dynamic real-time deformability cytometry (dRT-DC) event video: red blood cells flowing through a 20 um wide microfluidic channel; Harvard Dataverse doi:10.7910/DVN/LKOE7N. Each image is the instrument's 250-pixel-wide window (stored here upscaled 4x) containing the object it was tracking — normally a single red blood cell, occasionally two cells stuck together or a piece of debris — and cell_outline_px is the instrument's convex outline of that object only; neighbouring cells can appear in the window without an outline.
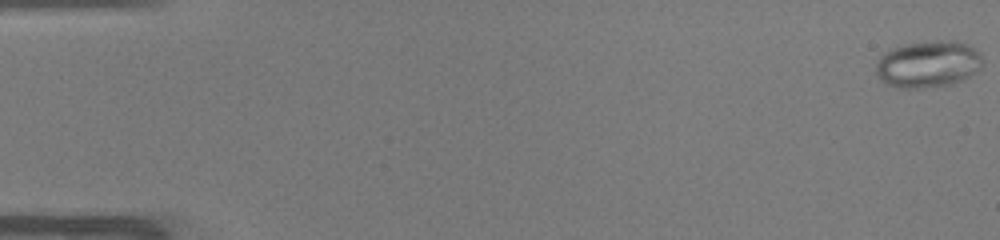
{"species": "common noctule bat (a hibernating species)", "species_latin": "Nyctalus noctula", "temperature_condition": "warm", "stored_images_in_passage": 13, "camera_frame_rate_fps": 3000, "um_per_image_px": 0.085, "animal": {"sex": "male", "body_mass_g": 19.0, "forearm_length_mm": 50.8}, "frame": {"image": 1, "passage_image": 1, "time_ms": 0.0, "image_size_px": [1000, 240], "cell_outline_px": [[980, 68], [976, 72], [952, 84], [924, 88], [900, 88], [884, 84], [876, 76], [876, 64], [880, 56], [888, 48], [904, 44], [940, 40], [956, 40], [968, 44], [980, 52]], "centroid_in_image_um": [78.83, 5.44], "position_along_channel_um": 6.2, "area_um2": 29.36}}